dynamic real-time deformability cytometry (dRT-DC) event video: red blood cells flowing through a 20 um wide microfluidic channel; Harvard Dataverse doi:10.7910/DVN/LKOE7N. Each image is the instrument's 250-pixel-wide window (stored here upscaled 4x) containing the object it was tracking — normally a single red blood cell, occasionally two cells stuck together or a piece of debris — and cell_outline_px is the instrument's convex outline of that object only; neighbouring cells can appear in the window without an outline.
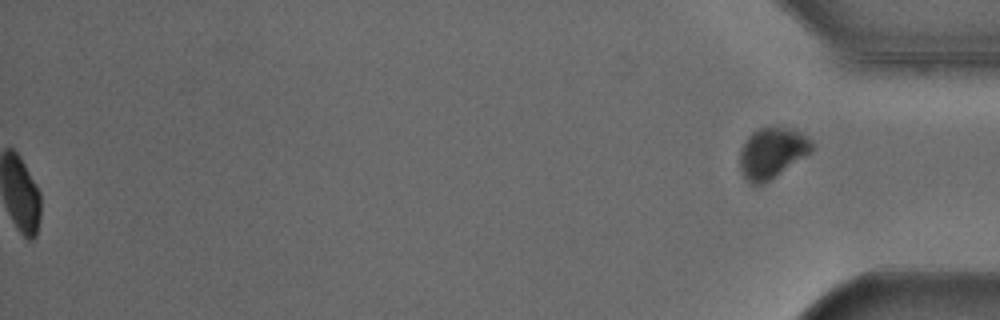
{"species": "Egyptian fruit bat (a non-hibernating species)", "species_latin": "Rousettus aegyptiacus", "temperature_condition": "cold", "stored_images_in_passage": 55, "segment_of_instrument_passage": [2, 2], "camera_frame_rate_fps": 3000, "um_per_image_px": 0.085, "animal": {"sex": "male"}, "frame": {"image": 1, "passage_image": 55, "time_ms": 18.0, "image_size_px": [1000, 320], "cell_outline_px": [[816, 144], [812, 152], [768, 180], [760, 184], [752, 184], [744, 176], [740, 168], [740, 152], [748, 136], [752, 132], [760, 128], [792, 128], [808, 136]], "centroid_in_image_um": [65.67, 12.96], "position_along_channel_um": 369.5, "area_um2": 20.92}}